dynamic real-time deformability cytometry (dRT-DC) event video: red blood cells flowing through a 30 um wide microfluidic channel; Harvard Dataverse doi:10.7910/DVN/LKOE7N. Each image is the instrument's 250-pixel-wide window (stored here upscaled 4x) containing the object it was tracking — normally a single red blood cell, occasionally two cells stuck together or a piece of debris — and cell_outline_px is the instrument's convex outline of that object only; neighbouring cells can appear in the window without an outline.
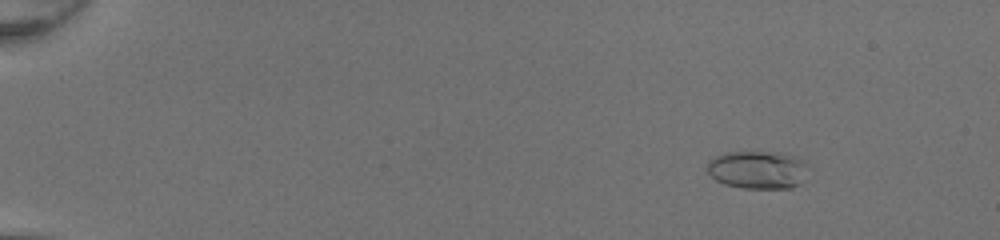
{"species": "common noctule bat (a hibernating species)", "species_latin": "Nyctalus noctula", "temperature_condition": "room temperature", "stored_images_in_passage": 53, "camera_frame_rate_fps": 3000, "um_per_image_px": 0.085, "animal": {"sex": "female", "body_mass_g": 20.0, "forearm_length_mm": 54.0}, "frame": {"image": 1, "passage_image": 9, "time_ms": 2.667, "image_size_px": [1000, 240], "cell_outline_px": [[796, 184], [788, 188], [748, 188], [728, 184], [712, 176], [708, 172], [708, 164], [712, 160], [720, 156], [740, 152], [752, 152], [776, 156], [788, 160]], "centroid_in_image_um": [63.97, 14.5], "position_along_channel_um": 21.0, "area_um2": 18.21}}
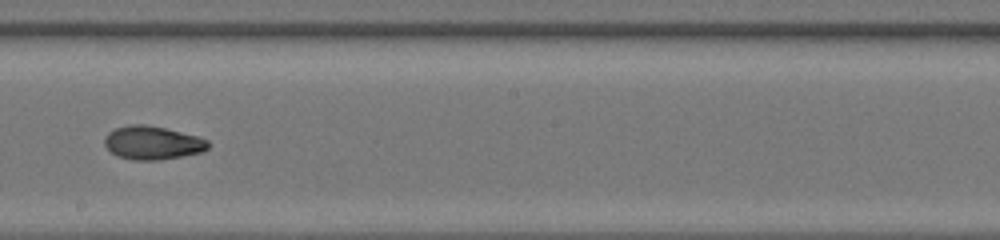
{"frame": {"image": 2, "passage_image": 34, "time_ms": 11.0, "image_size_px": [1000, 240], "cell_outline_px": [[208, 148], [200, 152], [180, 156], [152, 160], [136, 160], [120, 156], [112, 152], [104, 144], [104, 140], [108, 132], [116, 128], [136, 124], [140, 124], [164, 128], [196, 136], [208, 140]], "centroid_in_image_um": [12.94, 12.13], "position_along_channel_um": 235.3, "area_um2": 19.54}}
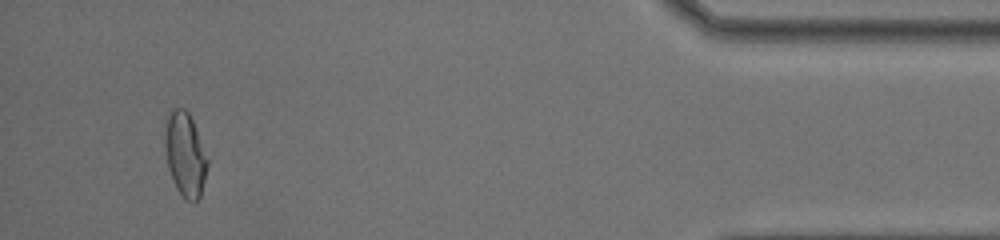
{"frame": {"image": 3, "passage_image": 51, "time_ms": 16.667, "image_size_px": [1000, 240], "cell_outline_px": [[208, 164], [200, 196], [196, 200], [188, 200], [176, 188], [168, 164], [168, 120], [172, 112], [176, 108], [184, 108], [188, 112], [192, 120], [208, 160]], "centroid_in_image_um": [15.81, 13.17], "position_along_channel_um": 419.4, "area_um2": 19.19}, "authors_computed_cell_mechanics": {"area_um2": 18.9006, "velocity_mm_per_s": 4.2462, "shape_relaxation_time_tau1_ms": null, "shape_relaxation_time_tau2_ms": 1.8455, "deformation_change_tau1": null, "deformation_change_tau2": 0.0595}}